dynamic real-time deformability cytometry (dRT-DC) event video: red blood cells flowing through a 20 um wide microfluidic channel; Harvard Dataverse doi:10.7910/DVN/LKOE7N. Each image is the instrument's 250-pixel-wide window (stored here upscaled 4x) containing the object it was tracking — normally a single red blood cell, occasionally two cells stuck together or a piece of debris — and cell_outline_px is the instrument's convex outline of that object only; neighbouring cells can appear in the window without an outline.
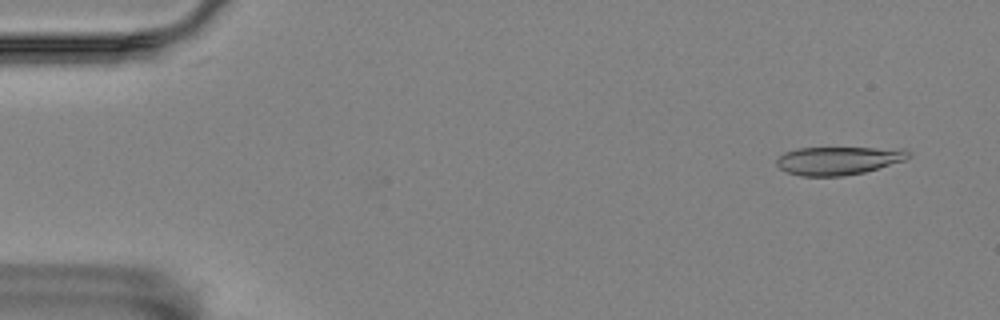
{"species": "Egyptian fruit bat (a non-hibernating species)", "species_latin": "Rousettus aegyptiacus", "temperature_condition": "room temperature", "stored_images_in_passage": 6, "camera_frame_rate_fps": 3000, "um_per_image_px": 0.085, "animal": {"sex": "female"}, "frame": {"image": 1, "passage_image": 2, "time_ms": 0.333, "image_size_px": [1000, 320], "cell_outline_px": [[912, 156], [904, 160], [864, 172], [844, 176], [800, 176], [788, 172], [780, 168], [776, 164], [776, 160], [784, 152], [796, 148], [908, 148], [912, 152]], "centroid_in_image_um": [71.3, 13.64], "position_along_channel_um": 13.7, "area_um2": 21.79}}